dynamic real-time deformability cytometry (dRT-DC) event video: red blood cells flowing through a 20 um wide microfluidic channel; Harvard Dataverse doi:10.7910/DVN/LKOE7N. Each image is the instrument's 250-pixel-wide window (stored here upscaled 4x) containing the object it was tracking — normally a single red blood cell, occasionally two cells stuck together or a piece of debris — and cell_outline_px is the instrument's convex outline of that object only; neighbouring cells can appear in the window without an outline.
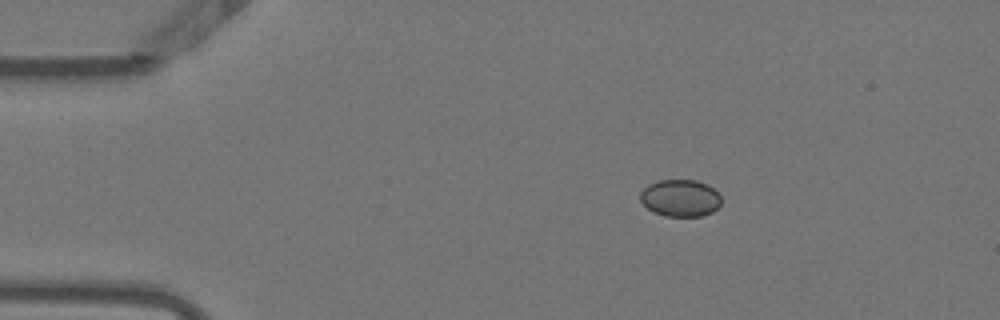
{"species": "Egyptian fruit bat (a non-hibernating species)", "species_latin": "Rousettus aegyptiacus", "temperature_condition": "warm", "stored_images_in_passage": 47, "camera_frame_rate_fps": 3000, "um_per_image_px": 0.085, "animal": {"sex": "female"}, "frame": {"image": 1, "passage_image": 9, "time_ms": 2.667, "image_size_px": [1000, 320], "cell_outline_px": [[720, 204], [712, 212], [700, 216], [664, 216], [652, 212], [640, 200], [640, 192], [648, 184], [660, 180], [696, 180], [708, 184], [720, 196]], "centroid_in_image_um": [57.8, 16.83], "position_along_channel_um": 27.2, "area_um2": 17.46}}
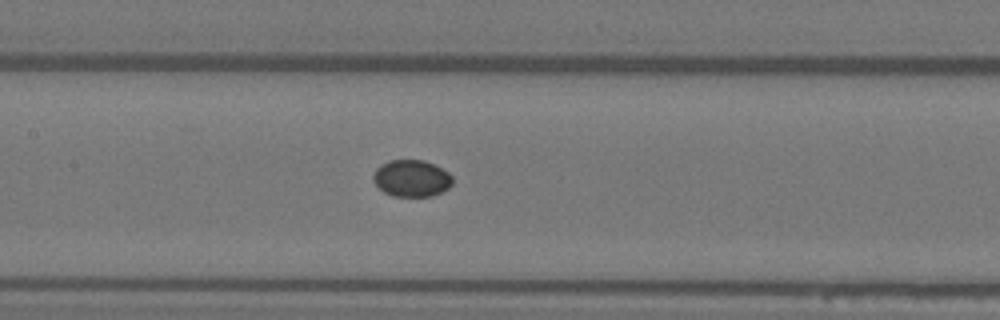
{"frame": {"image": 2, "passage_image": 25, "time_ms": 8.0, "image_size_px": [1000, 320], "cell_outline_px": [[452, 184], [448, 188], [432, 196], [392, 196], [384, 192], [376, 184], [372, 176], [376, 168], [380, 164], [388, 160], [424, 160], [448, 172], [452, 176]], "centroid_in_image_um": [34.96, 15.15], "position_along_channel_um": 172.4, "area_um2": 16.94}}
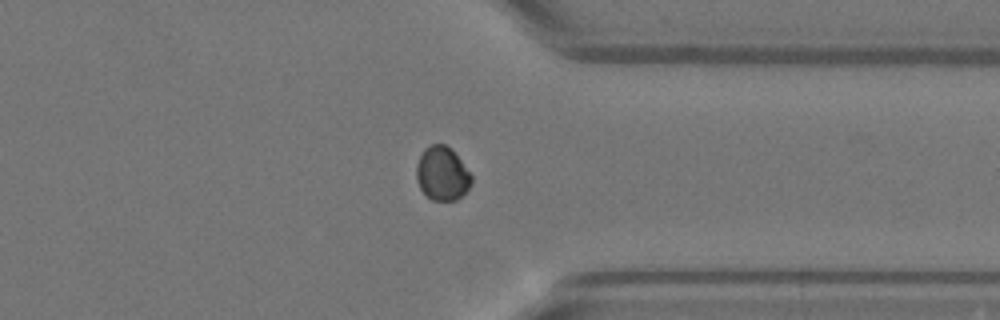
{"frame": {"image": 3, "passage_image": 41, "time_ms": 13.333, "image_size_px": [1000, 320], "cell_outline_px": [[472, 180], [468, 188], [456, 200], [432, 200], [420, 188], [416, 180], [416, 164], [424, 148], [428, 144], [444, 144], [452, 148], [472, 176]], "centroid_in_image_um": [37.56, 14.72], "position_along_channel_um": 373.8, "area_um2": 17.22}}